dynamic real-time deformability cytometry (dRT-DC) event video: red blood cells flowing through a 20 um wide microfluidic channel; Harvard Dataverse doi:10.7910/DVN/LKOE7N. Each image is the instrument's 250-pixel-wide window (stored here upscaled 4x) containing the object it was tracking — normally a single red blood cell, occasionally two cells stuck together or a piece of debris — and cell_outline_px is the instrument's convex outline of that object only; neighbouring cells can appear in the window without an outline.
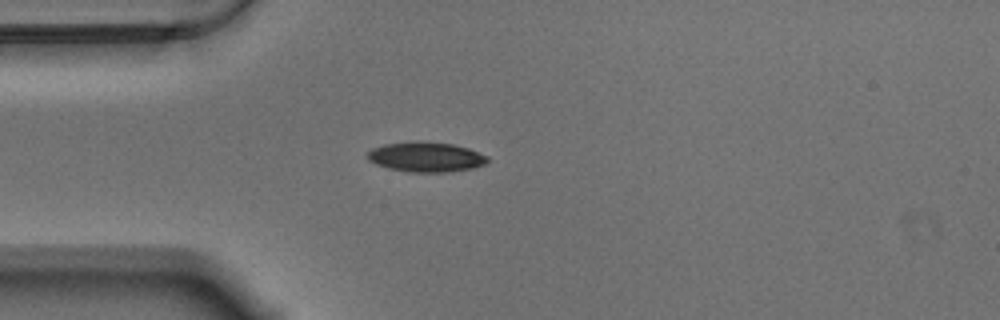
{"species": "Egyptian fruit bat (a non-hibernating species)", "species_latin": "Rousettus aegyptiacus", "temperature_condition": "warm", "stored_images_in_passage": 41, "camera_frame_rate_fps": 3000, "um_per_image_px": 0.085, "animal": {"sex": "male"}, "frame": {"image": 1, "passage_image": 3, "time_ms": 0.667, "image_size_px": [1000, 320], "cell_outline_px": [[488, 160], [484, 164], [472, 168], [448, 172], [408, 172], [388, 168], [376, 164], [368, 160], [364, 156], [372, 148], [384, 144], [412, 140], [420, 140], [452, 144], [468, 148], [488, 156]], "centroid_in_image_um": [36.15, 13.33], "position_along_channel_um": 48.8, "area_um2": 21.21}}
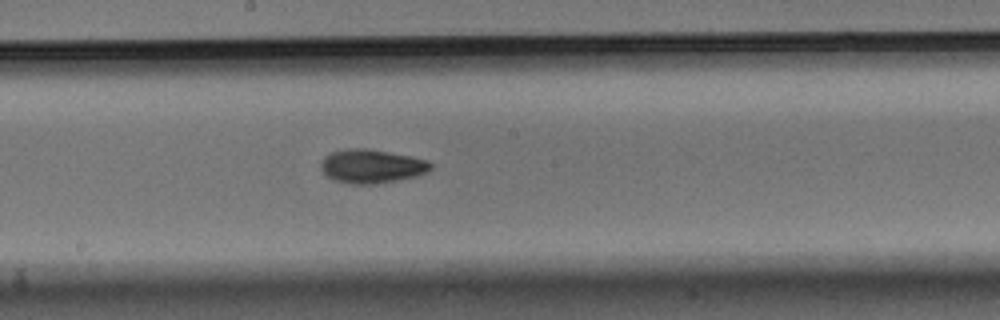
{"frame": {"image": 2, "passage_image": 18, "time_ms": 5.667, "image_size_px": [1000, 320], "cell_outline_px": [[432, 168], [428, 172], [416, 176], [376, 184], [352, 184], [332, 180], [320, 168], [320, 164], [324, 156], [332, 152], [348, 148], [364, 148], [412, 156], [428, 160], [432, 164]], "centroid_in_image_um": [31.59, 14.13], "position_along_channel_um": 216.6, "area_um2": 21.68}}
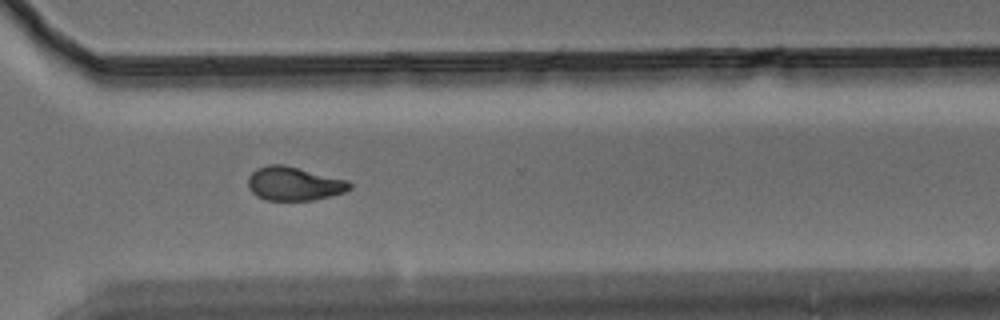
{"frame": {"image": 3, "passage_image": 29, "time_ms": 9.333, "image_size_px": [1000, 320], "cell_outline_px": [[352, 188], [344, 192], [312, 200], [264, 200], [256, 196], [248, 188], [248, 176], [256, 168], [268, 164], [284, 164], [348, 180], [352, 184]], "centroid_in_image_um": [24.96, 15.6], "position_along_channel_um": 345.6, "area_um2": 20.11}, "authors_computed_cell_mechanics": {"area_um2": 20.1144, "velocity_mm_per_s": 3.5285, "shape_relaxation_time_tau1_ms": 3.5322, "shape_relaxation_time_tau2_ms": 2.8408, "deformation_change_tau1": 0.1193, "deformation_change_tau2": 0.0734}}